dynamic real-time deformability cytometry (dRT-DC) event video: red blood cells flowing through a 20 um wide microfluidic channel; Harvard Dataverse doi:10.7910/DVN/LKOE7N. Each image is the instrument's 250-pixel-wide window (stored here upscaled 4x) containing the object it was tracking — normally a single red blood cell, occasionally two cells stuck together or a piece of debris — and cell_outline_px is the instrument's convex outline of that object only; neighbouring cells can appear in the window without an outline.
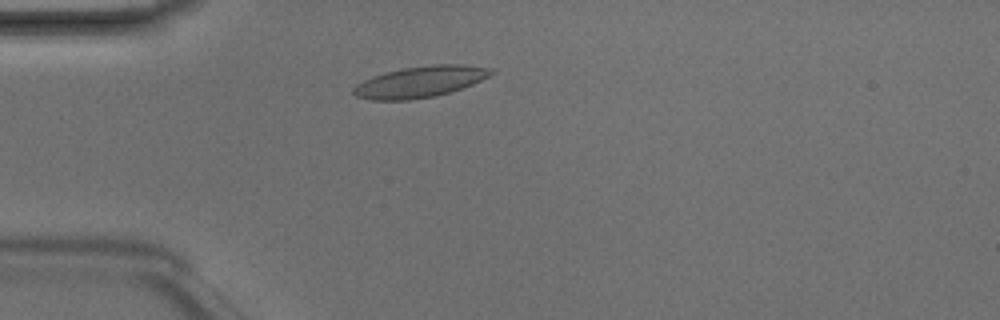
{"species": "Egyptian fruit bat (a non-hibernating species)", "species_latin": "Rousettus aegyptiacus", "temperature_condition": "room temperature", "stored_images_in_passage": 5, "camera_frame_rate_fps": 3000, "um_per_image_px": 0.085, "animal": {"sex": "male"}, "frame": {"image": 1, "passage_image": 3, "time_ms": 0.667, "image_size_px": [1000, 320], "cell_outline_px": [[496, 72], [472, 84], [436, 96], [408, 100], [372, 100], [356, 96], [352, 92], [352, 88], [356, 84], [372, 76], [404, 68], [436, 64], [464, 64], [488, 68]], "centroid_in_image_um": [35.68, 6.95], "position_along_channel_um": 49.3, "area_um2": 24.74}}